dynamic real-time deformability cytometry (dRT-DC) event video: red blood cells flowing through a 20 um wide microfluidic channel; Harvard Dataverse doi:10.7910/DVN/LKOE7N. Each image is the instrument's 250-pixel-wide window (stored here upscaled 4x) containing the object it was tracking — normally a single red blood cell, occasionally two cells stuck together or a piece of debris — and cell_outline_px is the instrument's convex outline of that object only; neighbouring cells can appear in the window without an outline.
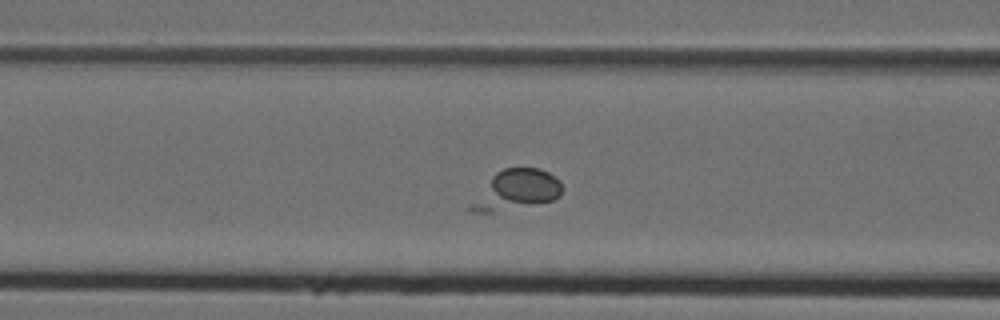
{"species": "Egyptian fruit bat (a non-hibernating species)", "species_latin": "Rousettus aegyptiacus", "temperature_condition": "cold", "stored_images_in_passage": 21, "camera_frame_rate_fps": 3000, "um_per_image_px": 0.085, "animal": {"sex": "female"}, "frame": {"image": 1, "passage_image": 14, "time_ms": 4.333, "image_size_px": [1000, 320], "cell_outline_px": [[560, 196], [552, 200], [492, 212], [468, 212], [468, 208], [492, 176], [496, 172], [504, 168], [540, 168], [548, 172], [560, 180]], "centroid_in_image_um": [43.88, 16.13], "position_along_channel_um": 122.7, "area_um2": 20.58}}
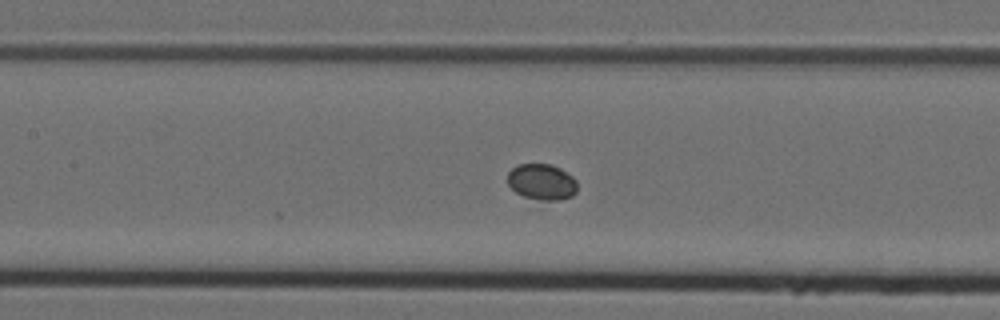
{"frame": {"image": 2, "passage_image": 17, "time_ms": 5.333, "image_size_px": [1000, 320], "cell_outline_px": [[576, 192], [572, 196], [560, 200], [540, 200], [524, 196], [516, 192], [508, 184], [508, 172], [516, 164], [548, 164], [560, 168], [572, 176], [576, 180]], "centroid_in_image_um": [46.05, 15.46], "position_along_channel_um": 161.4, "area_um2": 14.57}}
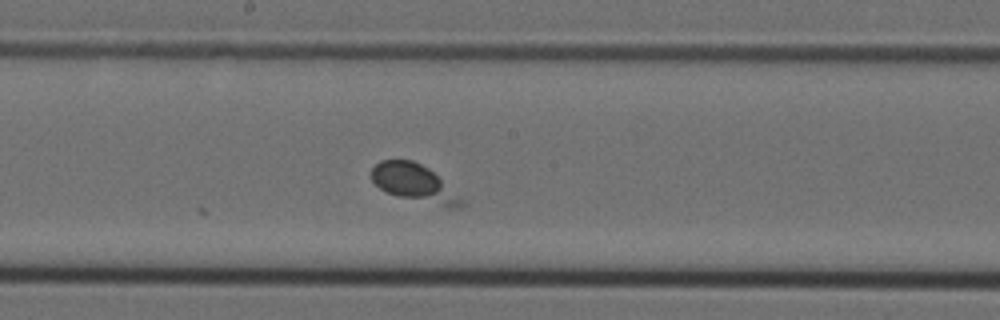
{"frame": {"image": 3, "passage_image": 21, "time_ms": 6.667, "image_size_px": [1000, 320], "cell_outline_px": [[468, 204], [460, 208], [456, 208], [396, 196], [380, 188], [372, 180], [372, 168], [380, 160], [412, 160], [428, 168], [464, 200]], "centroid_in_image_um": [35.23, 15.56], "position_along_channel_um": 213.0, "area_um2": 19.19}}